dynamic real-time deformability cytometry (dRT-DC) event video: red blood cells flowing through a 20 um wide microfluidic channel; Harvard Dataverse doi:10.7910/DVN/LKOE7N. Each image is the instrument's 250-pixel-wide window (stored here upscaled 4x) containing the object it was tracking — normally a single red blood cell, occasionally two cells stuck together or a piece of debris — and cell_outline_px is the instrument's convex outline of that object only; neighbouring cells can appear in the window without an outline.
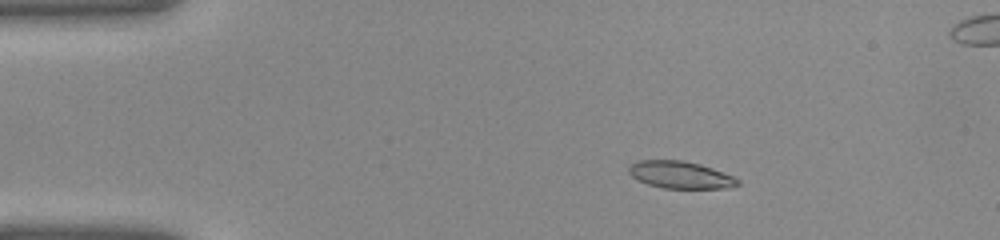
{"species": "common noctule bat (a hibernating species)", "species_latin": "Nyctalus noctula", "temperature_condition": "warm", "stored_images_in_passage": 36, "segment_of_instrument_passage": [1, 2], "camera_frame_rate_fps": 3000, "um_per_image_px": 0.085, "animal": {"sex": "female", "body_mass_g": 22.0, "forearm_length_mm": 56.7}, "frame": {"image": 1, "passage_image": 1, "time_ms": 0.0, "image_size_px": [1000, 240], "cell_outline_px": [[740, 184], [728, 188], [664, 188], [648, 184], [632, 176], [628, 172], [628, 168], [636, 160], [684, 160], [700, 164], [712, 168], [732, 176], [740, 180]], "centroid_in_image_um": [57.83, 14.85], "position_along_channel_um": 27.2, "area_um2": 17.17}}
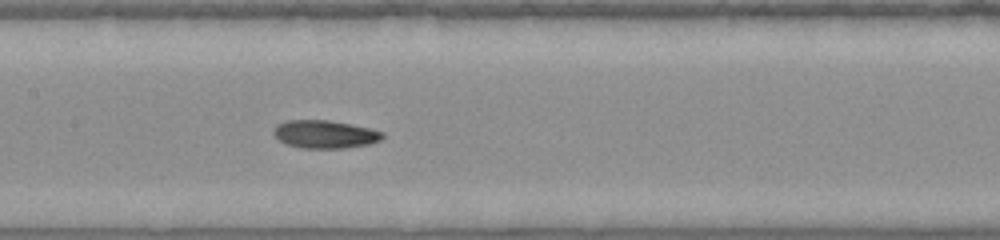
{"frame": {"image": 2, "passage_image": 14, "time_ms": 4.333, "image_size_px": [1000, 240], "cell_outline_px": [[384, 136], [380, 140], [368, 144], [344, 148], [300, 148], [288, 144], [280, 140], [272, 132], [276, 124], [288, 120], [328, 120], [368, 128], [384, 132]], "centroid_in_image_um": [27.59, 11.41], "position_along_channel_um": 179.8, "area_um2": 17.57}}
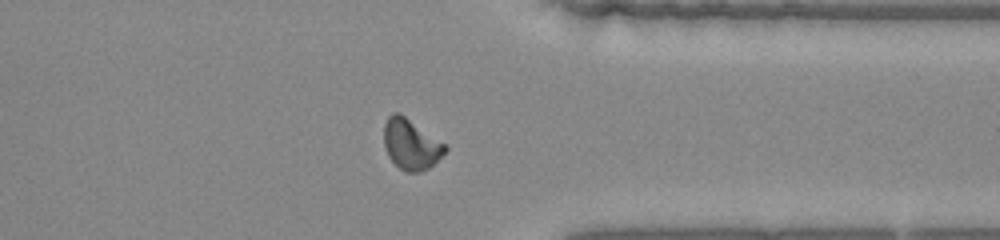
{"frame": {"image": 3, "passage_image": 26, "time_ms": 8.333, "image_size_px": [1000, 240], "cell_outline_px": [[448, 148], [428, 168], [420, 172], [404, 172], [388, 156], [384, 144], [384, 124], [388, 116], [392, 112], [400, 112], [444, 144]], "centroid_in_image_um": [34.88, 12.25], "position_along_channel_um": 376.5, "area_um2": 17.69}}